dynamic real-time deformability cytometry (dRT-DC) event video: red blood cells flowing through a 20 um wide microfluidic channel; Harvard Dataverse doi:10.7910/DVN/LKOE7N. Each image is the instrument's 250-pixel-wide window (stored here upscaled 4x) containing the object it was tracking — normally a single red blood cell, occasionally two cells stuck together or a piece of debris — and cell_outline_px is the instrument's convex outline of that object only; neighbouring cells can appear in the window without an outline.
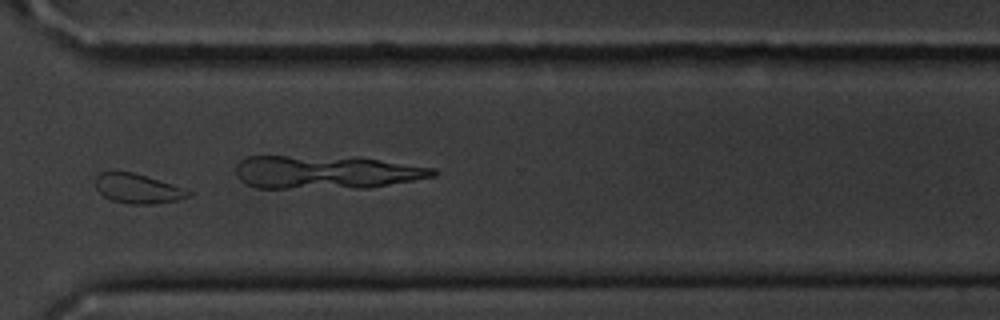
{"species": "common noctule bat (a hibernating species)", "species_latin": "Nyctalus noctula", "temperature_condition": "cold", "stored_images_in_passage": 13, "camera_frame_rate_fps": 3000, "um_per_image_px": 0.085, "animal": {"sex": "male", "body_mass_g": 20.1, "forearm_length_mm": 53.5}, "frame": {"image": 1, "passage_image": 10, "time_ms": 10.667, "image_size_px": [1000, 320], "cell_outline_px": [[192, 196], [176, 200], [152, 204], [128, 204], [112, 200], [104, 196], [96, 188], [96, 176], [100, 172], [132, 172], [192, 192]], "centroid_in_image_um": [11.66, 16.05], "position_along_channel_um": 358.9, "area_um2": 15.49}}